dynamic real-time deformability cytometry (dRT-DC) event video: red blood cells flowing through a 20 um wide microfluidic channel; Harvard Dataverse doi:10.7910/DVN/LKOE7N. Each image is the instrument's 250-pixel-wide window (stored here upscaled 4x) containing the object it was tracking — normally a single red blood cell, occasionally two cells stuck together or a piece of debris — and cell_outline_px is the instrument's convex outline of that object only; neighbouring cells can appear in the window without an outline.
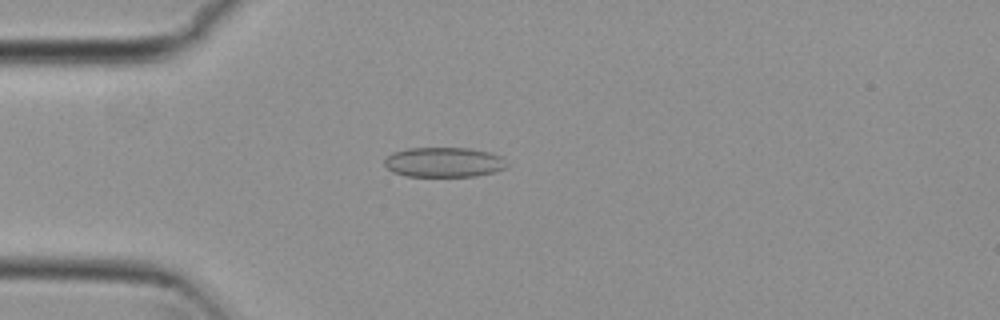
{"species": "common noctule bat (a hibernating species)", "species_latin": "Nyctalus noctula", "temperature_condition": "cold", "stored_images_in_passage": 46, "camera_frame_rate_fps": 3000, "um_per_image_px": 0.085, "animal": {"sex": "female", "body_mass_g": 29.2, "forearm_length_mm": 56.3}, "frame": {"image": 1, "passage_image": 6, "time_ms": 1.667, "image_size_px": [1000, 320], "cell_outline_px": [[504, 168], [492, 172], [472, 176], [408, 176], [392, 172], [384, 164], [384, 160], [392, 152], [408, 148], [468, 148], [488, 152], [500, 156]], "centroid_in_image_um": [37.63, 13.78], "position_along_channel_um": 47.4, "area_um2": 20.87}}
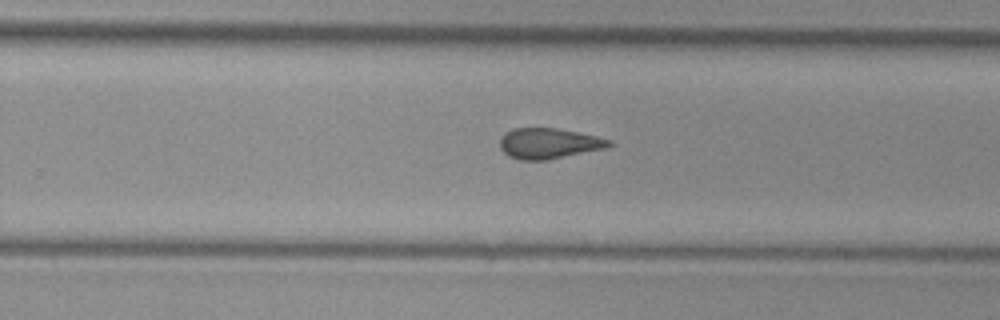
{"frame": {"image": 2, "passage_image": 26, "time_ms": 8.333, "image_size_px": [1000, 320], "cell_outline_px": [[612, 144], [604, 148], [548, 160], [520, 160], [508, 156], [500, 148], [500, 140], [504, 132], [512, 128], [556, 128], [596, 136], [612, 140]], "centroid_in_image_um": [46.6, 12.19], "position_along_channel_um": 283.2, "area_um2": 19.36}}
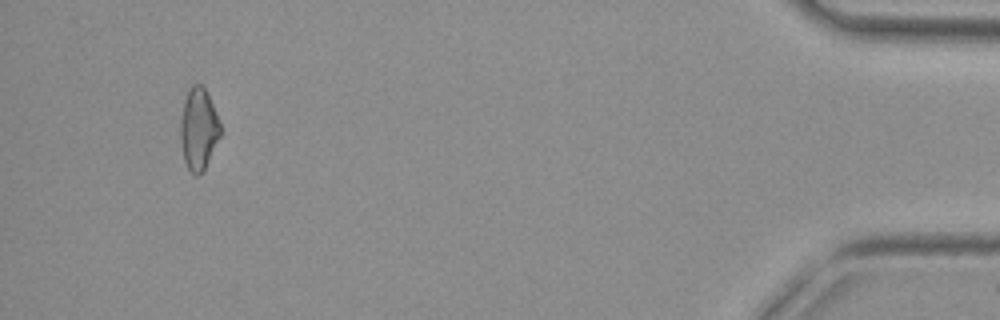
{"frame": {"image": 3, "passage_image": 43, "time_ms": 14.0, "image_size_px": [1000, 320], "cell_outline_px": [[220, 136], [204, 172], [200, 176], [196, 176], [188, 168], [184, 160], [180, 140], [180, 120], [184, 100], [192, 84], [200, 84], [204, 88], [220, 120]], "centroid_in_image_um": [16.87, 11.01], "position_along_channel_um": 418.3, "area_um2": 19.07}, "authors_computed_cell_mechanics": {"area_um2": 19.7387, "velocity_mm_per_s": 3.7645, "shape_relaxation_time_tau1_ms": null, "shape_relaxation_time_tau2_ms": 3.2997, "deformation_change_tau1": null, "deformation_change_tau2": 0.084}}